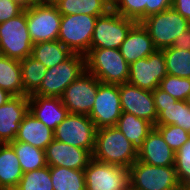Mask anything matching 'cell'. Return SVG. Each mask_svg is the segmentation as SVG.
Returning <instances> with one entry per match:
<instances>
[{
	"instance_id": "13",
	"label": "cell",
	"mask_w": 190,
	"mask_h": 190,
	"mask_svg": "<svg viewBox=\"0 0 190 190\" xmlns=\"http://www.w3.org/2000/svg\"><path fill=\"white\" fill-rule=\"evenodd\" d=\"M127 83L144 90L153 91L167 75L163 50H156L148 57L130 64Z\"/></svg>"
},
{
	"instance_id": "42",
	"label": "cell",
	"mask_w": 190,
	"mask_h": 190,
	"mask_svg": "<svg viewBox=\"0 0 190 190\" xmlns=\"http://www.w3.org/2000/svg\"><path fill=\"white\" fill-rule=\"evenodd\" d=\"M186 103L190 107V94L186 98Z\"/></svg>"
},
{
	"instance_id": "38",
	"label": "cell",
	"mask_w": 190,
	"mask_h": 190,
	"mask_svg": "<svg viewBox=\"0 0 190 190\" xmlns=\"http://www.w3.org/2000/svg\"><path fill=\"white\" fill-rule=\"evenodd\" d=\"M152 94L154 98L156 112L158 115L162 112V106H169L178 102L177 99L173 98L171 95L161 90L159 87L153 90Z\"/></svg>"
},
{
	"instance_id": "22",
	"label": "cell",
	"mask_w": 190,
	"mask_h": 190,
	"mask_svg": "<svg viewBox=\"0 0 190 190\" xmlns=\"http://www.w3.org/2000/svg\"><path fill=\"white\" fill-rule=\"evenodd\" d=\"M53 140L54 131L28 111L19 125L15 140L12 142L27 143L45 151Z\"/></svg>"
},
{
	"instance_id": "29",
	"label": "cell",
	"mask_w": 190,
	"mask_h": 190,
	"mask_svg": "<svg viewBox=\"0 0 190 190\" xmlns=\"http://www.w3.org/2000/svg\"><path fill=\"white\" fill-rule=\"evenodd\" d=\"M23 95H32L39 87L47 73V68L31 55L20 60Z\"/></svg>"
},
{
	"instance_id": "2",
	"label": "cell",
	"mask_w": 190,
	"mask_h": 190,
	"mask_svg": "<svg viewBox=\"0 0 190 190\" xmlns=\"http://www.w3.org/2000/svg\"><path fill=\"white\" fill-rule=\"evenodd\" d=\"M86 70L104 84H123L129 78L130 65L120 49L90 48L85 55Z\"/></svg>"
},
{
	"instance_id": "41",
	"label": "cell",
	"mask_w": 190,
	"mask_h": 190,
	"mask_svg": "<svg viewBox=\"0 0 190 190\" xmlns=\"http://www.w3.org/2000/svg\"><path fill=\"white\" fill-rule=\"evenodd\" d=\"M12 97L13 95H11L8 91L0 88V106L4 105Z\"/></svg>"
},
{
	"instance_id": "21",
	"label": "cell",
	"mask_w": 190,
	"mask_h": 190,
	"mask_svg": "<svg viewBox=\"0 0 190 190\" xmlns=\"http://www.w3.org/2000/svg\"><path fill=\"white\" fill-rule=\"evenodd\" d=\"M156 50L153 40L140 22L130 29L120 47V52L129 65L141 58L148 57Z\"/></svg>"
},
{
	"instance_id": "19",
	"label": "cell",
	"mask_w": 190,
	"mask_h": 190,
	"mask_svg": "<svg viewBox=\"0 0 190 190\" xmlns=\"http://www.w3.org/2000/svg\"><path fill=\"white\" fill-rule=\"evenodd\" d=\"M137 159L153 166L175 165V153L154 127L137 153Z\"/></svg>"
},
{
	"instance_id": "1",
	"label": "cell",
	"mask_w": 190,
	"mask_h": 190,
	"mask_svg": "<svg viewBox=\"0 0 190 190\" xmlns=\"http://www.w3.org/2000/svg\"><path fill=\"white\" fill-rule=\"evenodd\" d=\"M92 158L129 169L137 161V152L132 143L115 126L102 127L96 131Z\"/></svg>"
},
{
	"instance_id": "44",
	"label": "cell",
	"mask_w": 190,
	"mask_h": 190,
	"mask_svg": "<svg viewBox=\"0 0 190 190\" xmlns=\"http://www.w3.org/2000/svg\"><path fill=\"white\" fill-rule=\"evenodd\" d=\"M55 0H41V2H50V3H52V2H54Z\"/></svg>"
},
{
	"instance_id": "23",
	"label": "cell",
	"mask_w": 190,
	"mask_h": 190,
	"mask_svg": "<svg viewBox=\"0 0 190 190\" xmlns=\"http://www.w3.org/2000/svg\"><path fill=\"white\" fill-rule=\"evenodd\" d=\"M22 176L13 147L9 143H0V190H14Z\"/></svg>"
},
{
	"instance_id": "5",
	"label": "cell",
	"mask_w": 190,
	"mask_h": 190,
	"mask_svg": "<svg viewBox=\"0 0 190 190\" xmlns=\"http://www.w3.org/2000/svg\"><path fill=\"white\" fill-rule=\"evenodd\" d=\"M140 23L147 30L157 50L171 47L174 40L190 27V21L172 7L152 14Z\"/></svg>"
},
{
	"instance_id": "30",
	"label": "cell",
	"mask_w": 190,
	"mask_h": 190,
	"mask_svg": "<svg viewBox=\"0 0 190 190\" xmlns=\"http://www.w3.org/2000/svg\"><path fill=\"white\" fill-rule=\"evenodd\" d=\"M23 173L47 166L45 151L23 142H9Z\"/></svg>"
},
{
	"instance_id": "17",
	"label": "cell",
	"mask_w": 190,
	"mask_h": 190,
	"mask_svg": "<svg viewBox=\"0 0 190 190\" xmlns=\"http://www.w3.org/2000/svg\"><path fill=\"white\" fill-rule=\"evenodd\" d=\"M28 111V95L13 96L0 106V143L15 140L19 125Z\"/></svg>"
},
{
	"instance_id": "15",
	"label": "cell",
	"mask_w": 190,
	"mask_h": 190,
	"mask_svg": "<svg viewBox=\"0 0 190 190\" xmlns=\"http://www.w3.org/2000/svg\"><path fill=\"white\" fill-rule=\"evenodd\" d=\"M122 112L133 114L154 126L158 114L156 112L152 91L144 90L129 83L119 84Z\"/></svg>"
},
{
	"instance_id": "39",
	"label": "cell",
	"mask_w": 190,
	"mask_h": 190,
	"mask_svg": "<svg viewBox=\"0 0 190 190\" xmlns=\"http://www.w3.org/2000/svg\"><path fill=\"white\" fill-rule=\"evenodd\" d=\"M171 47L178 50H190V27L174 40Z\"/></svg>"
},
{
	"instance_id": "25",
	"label": "cell",
	"mask_w": 190,
	"mask_h": 190,
	"mask_svg": "<svg viewBox=\"0 0 190 190\" xmlns=\"http://www.w3.org/2000/svg\"><path fill=\"white\" fill-rule=\"evenodd\" d=\"M73 52L59 40L33 44L31 56L40 61L47 69L67 60Z\"/></svg>"
},
{
	"instance_id": "43",
	"label": "cell",
	"mask_w": 190,
	"mask_h": 190,
	"mask_svg": "<svg viewBox=\"0 0 190 190\" xmlns=\"http://www.w3.org/2000/svg\"><path fill=\"white\" fill-rule=\"evenodd\" d=\"M25 5L29 4L31 0H21Z\"/></svg>"
},
{
	"instance_id": "10",
	"label": "cell",
	"mask_w": 190,
	"mask_h": 190,
	"mask_svg": "<svg viewBox=\"0 0 190 190\" xmlns=\"http://www.w3.org/2000/svg\"><path fill=\"white\" fill-rule=\"evenodd\" d=\"M97 128L87 115L69 113L54 130V139L94 152Z\"/></svg>"
},
{
	"instance_id": "33",
	"label": "cell",
	"mask_w": 190,
	"mask_h": 190,
	"mask_svg": "<svg viewBox=\"0 0 190 190\" xmlns=\"http://www.w3.org/2000/svg\"><path fill=\"white\" fill-rule=\"evenodd\" d=\"M14 190H54L50 176V166L23 173Z\"/></svg>"
},
{
	"instance_id": "36",
	"label": "cell",
	"mask_w": 190,
	"mask_h": 190,
	"mask_svg": "<svg viewBox=\"0 0 190 190\" xmlns=\"http://www.w3.org/2000/svg\"><path fill=\"white\" fill-rule=\"evenodd\" d=\"M175 169L183 189H190V139L175 153Z\"/></svg>"
},
{
	"instance_id": "8",
	"label": "cell",
	"mask_w": 190,
	"mask_h": 190,
	"mask_svg": "<svg viewBox=\"0 0 190 190\" xmlns=\"http://www.w3.org/2000/svg\"><path fill=\"white\" fill-rule=\"evenodd\" d=\"M98 16L87 14L62 15L58 40L73 53L86 55Z\"/></svg>"
},
{
	"instance_id": "4",
	"label": "cell",
	"mask_w": 190,
	"mask_h": 190,
	"mask_svg": "<svg viewBox=\"0 0 190 190\" xmlns=\"http://www.w3.org/2000/svg\"><path fill=\"white\" fill-rule=\"evenodd\" d=\"M62 15L50 2L31 1L26 5V21L33 44L58 40Z\"/></svg>"
},
{
	"instance_id": "20",
	"label": "cell",
	"mask_w": 190,
	"mask_h": 190,
	"mask_svg": "<svg viewBox=\"0 0 190 190\" xmlns=\"http://www.w3.org/2000/svg\"><path fill=\"white\" fill-rule=\"evenodd\" d=\"M173 0H111V9L118 14L141 22L146 17L172 7Z\"/></svg>"
},
{
	"instance_id": "18",
	"label": "cell",
	"mask_w": 190,
	"mask_h": 190,
	"mask_svg": "<svg viewBox=\"0 0 190 190\" xmlns=\"http://www.w3.org/2000/svg\"><path fill=\"white\" fill-rule=\"evenodd\" d=\"M28 102L29 112L53 131L69 114L61 97L29 95Z\"/></svg>"
},
{
	"instance_id": "28",
	"label": "cell",
	"mask_w": 190,
	"mask_h": 190,
	"mask_svg": "<svg viewBox=\"0 0 190 190\" xmlns=\"http://www.w3.org/2000/svg\"><path fill=\"white\" fill-rule=\"evenodd\" d=\"M50 176L54 190H86L84 170L50 166Z\"/></svg>"
},
{
	"instance_id": "32",
	"label": "cell",
	"mask_w": 190,
	"mask_h": 190,
	"mask_svg": "<svg viewBox=\"0 0 190 190\" xmlns=\"http://www.w3.org/2000/svg\"><path fill=\"white\" fill-rule=\"evenodd\" d=\"M167 74L190 78V50L163 49Z\"/></svg>"
},
{
	"instance_id": "7",
	"label": "cell",
	"mask_w": 190,
	"mask_h": 190,
	"mask_svg": "<svg viewBox=\"0 0 190 190\" xmlns=\"http://www.w3.org/2000/svg\"><path fill=\"white\" fill-rule=\"evenodd\" d=\"M33 42L27 29L26 5L17 16L0 23V54L22 60L32 53Z\"/></svg>"
},
{
	"instance_id": "40",
	"label": "cell",
	"mask_w": 190,
	"mask_h": 190,
	"mask_svg": "<svg viewBox=\"0 0 190 190\" xmlns=\"http://www.w3.org/2000/svg\"><path fill=\"white\" fill-rule=\"evenodd\" d=\"M172 8L190 21V0H173Z\"/></svg>"
},
{
	"instance_id": "14",
	"label": "cell",
	"mask_w": 190,
	"mask_h": 190,
	"mask_svg": "<svg viewBox=\"0 0 190 190\" xmlns=\"http://www.w3.org/2000/svg\"><path fill=\"white\" fill-rule=\"evenodd\" d=\"M122 113L118 84L99 83L95 102L89 114L97 129L116 126Z\"/></svg>"
},
{
	"instance_id": "12",
	"label": "cell",
	"mask_w": 190,
	"mask_h": 190,
	"mask_svg": "<svg viewBox=\"0 0 190 190\" xmlns=\"http://www.w3.org/2000/svg\"><path fill=\"white\" fill-rule=\"evenodd\" d=\"M100 81L87 70L73 81L61 96L69 113L89 116L98 91Z\"/></svg>"
},
{
	"instance_id": "37",
	"label": "cell",
	"mask_w": 190,
	"mask_h": 190,
	"mask_svg": "<svg viewBox=\"0 0 190 190\" xmlns=\"http://www.w3.org/2000/svg\"><path fill=\"white\" fill-rule=\"evenodd\" d=\"M24 8L21 0H0V23L19 15Z\"/></svg>"
},
{
	"instance_id": "35",
	"label": "cell",
	"mask_w": 190,
	"mask_h": 190,
	"mask_svg": "<svg viewBox=\"0 0 190 190\" xmlns=\"http://www.w3.org/2000/svg\"><path fill=\"white\" fill-rule=\"evenodd\" d=\"M155 128L160 132L164 141L176 153L188 140L190 134L180 126L176 125H155Z\"/></svg>"
},
{
	"instance_id": "31",
	"label": "cell",
	"mask_w": 190,
	"mask_h": 190,
	"mask_svg": "<svg viewBox=\"0 0 190 190\" xmlns=\"http://www.w3.org/2000/svg\"><path fill=\"white\" fill-rule=\"evenodd\" d=\"M156 125H176L190 131V107L186 101H178L169 106H162Z\"/></svg>"
},
{
	"instance_id": "9",
	"label": "cell",
	"mask_w": 190,
	"mask_h": 190,
	"mask_svg": "<svg viewBox=\"0 0 190 190\" xmlns=\"http://www.w3.org/2000/svg\"><path fill=\"white\" fill-rule=\"evenodd\" d=\"M136 23L113 9L108 10L97 18L91 38V48L120 49L130 29Z\"/></svg>"
},
{
	"instance_id": "6",
	"label": "cell",
	"mask_w": 190,
	"mask_h": 190,
	"mask_svg": "<svg viewBox=\"0 0 190 190\" xmlns=\"http://www.w3.org/2000/svg\"><path fill=\"white\" fill-rule=\"evenodd\" d=\"M85 71V55L73 53L64 62L47 70L40 87L32 95L61 97L65 89Z\"/></svg>"
},
{
	"instance_id": "27",
	"label": "cell",
	"mask_w": 190,
	"mask_h": 190,
	"mask_svg": "<svg viewBox=\"0 0 190 190\" xmlns=\"http://www.w3.org/2000/svg\"><path fill=\"white\" fill-rule=\"evenodd\" d=\"M0 88L13 96L23 95L20 60L0 54Z\"/></svg>"
},
{
	"instance_id": "3",
	"label": "cell",
	"mask_w": 190,
	"mask_h": 190,
	"mask_svg": "<svg viewBox=\"0 0 190 190\" xmlns=\"http://www.w3.org/2000/svg\"><path fill=\"white\" fill-rule=\"evenodd\" d=\"M130 190H184L175 165L153 166L137 161L129 168Z\"/></svg>"
},
{
	"instance_id": "34",
	"label": "cell",
	"mask_w": 190,
	"mask_h": 190,
	"mask_svg": "<svg viewBox=\"0 0 190 190\" xmlns=\"http://www.w3.org/2000/svg\"><path fill=\"white\" fill-rule=\"evenodd\" d=\"M159 88L178 101H186L190 94V78H180L167 74L161 80Z\"/></svg>"
},
{
	"instance_id": "24",
	"label": "cell",
	"mask_w": 190,
	"mask_h": 190,
	"mask_svg": "<svg viewBox=\"0 0 190 190\" xmlns=\"http://www.w3.org/2000/svg\"><path fill=\"white\" fill-rule=\"evenodd\" d=\"M115 127L132 143L133 148L138 153L147 135L155 126L133 114L122 112Z\"/></svg>"
},
{
	"instance_id": "26",
	"label": "cell",
	"mask_w": 190,
	"mask_h": 190,
	"mask_svg": "<svg viewBox=\"0 0 190 190\" xmlns=\"http://www.w3.org/2000/svg\"><path fill=\"white\" fill-rule=\"evenodd\" d=\"M61 15H104L111 9V0H55L52 2Z\"/></svg>"
},
{
	"instance_id": "11",
	"label": "cell",
	"mask_w": 190,
	"mask_h": 190,
	"mask_svg": "<svg viewBox=\"0 0 190 190\" xmlns=\"http://www.w3.org/2000/svg\"><path fill=\"white\" fill-rule=\"evenodd\" d=\"M86 190H130L129 169L113 164L89 161L84 169Z\"/></svg>"
},
{
	"instance_id": "16",
	"label": "cell",
	"mask_w": 190,
	"mask_h": 190,
	"mask_svg": "<svg viewBox=\"0 0 190 190\" xmlns=\"http://www.w3.org/2000/svg\"><path fill=\"white\" fill-rule=\"evenodd\" d=\"M47 166H61L75 170H84L92 154L82 148L53 140L45 149Z\"/></svg>"
}]
</instances>
